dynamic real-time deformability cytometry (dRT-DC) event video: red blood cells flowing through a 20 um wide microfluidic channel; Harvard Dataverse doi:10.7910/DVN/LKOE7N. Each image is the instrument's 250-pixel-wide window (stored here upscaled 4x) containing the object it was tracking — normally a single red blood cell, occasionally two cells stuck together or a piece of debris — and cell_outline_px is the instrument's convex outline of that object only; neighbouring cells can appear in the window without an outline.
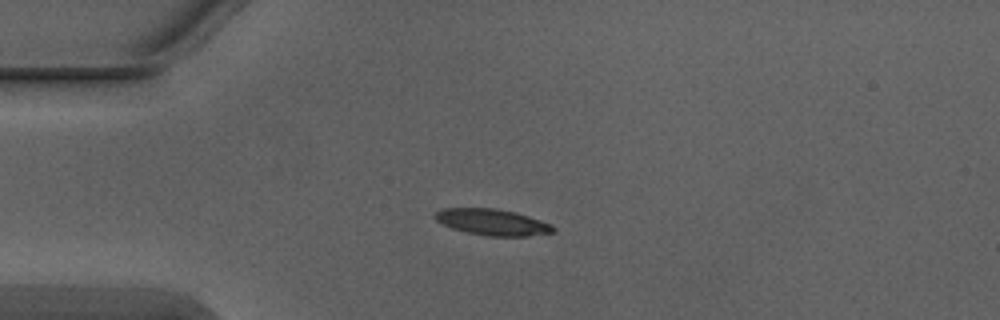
{"species": "Egyptian fruit bat (a non-hibernating species)", "species_latin": "Rousettus aegyptiacus", "temperature_condition": "warm", "stored_images_in_passage": 5, "camera_frame_rate_fps": 3000, "um_per_image_px": 0.085, "animal": {"sex": "male"}, "frame": {"image": 1, "passage_image": 3, "time_ms": 0.667, "image_size_px": [1000, 320], "cell_outline_px": [[556, 232], [528, 236], [488, 236], [468, 232], [452, 228], [436, 220], [432, 216], [436, 212], [444, 208], [496, 208], [516, 212], [552, 224], [556, 228]], "centroid_in_image_um": [41.89, 18.88], "position_along_channel_um": 43.1, "area_um2": 18.09}}
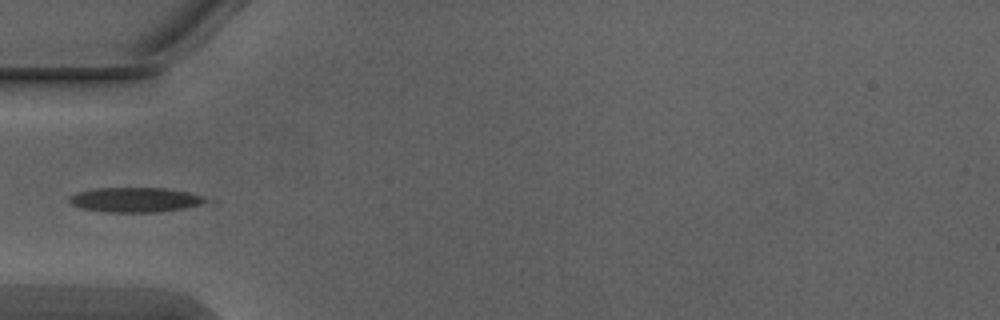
{"frame": {"image": 2, "passage_image": 4, "time_ms": 1.0, "image_size_px": [1000, 320], "cell_outline_px": [[216, 204], [156, 212], [108, 212], [80, 208], [72, 204], [68, 200], [68, 196], [76, 192], [92, 188], [168, 188], [188, 192], [204, 196], [216, 200]], "centroid_in_image_um": [11.66, 16.98], "position_along_channel_um": 73.3, "area_um2": 20.46}}